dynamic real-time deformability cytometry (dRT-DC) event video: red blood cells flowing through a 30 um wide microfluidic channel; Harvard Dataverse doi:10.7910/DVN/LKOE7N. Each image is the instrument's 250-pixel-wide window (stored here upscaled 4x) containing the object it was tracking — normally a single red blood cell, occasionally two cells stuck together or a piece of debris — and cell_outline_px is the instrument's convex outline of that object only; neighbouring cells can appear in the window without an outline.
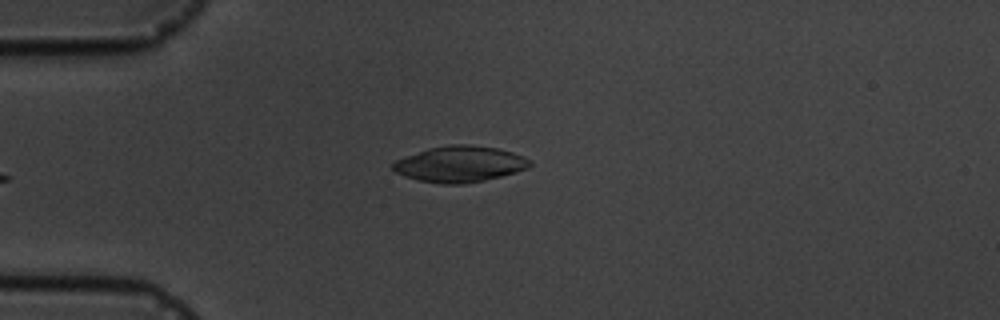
{"species": "common noctule bat (a hibernating species)", "species_latin": "Nyctalus noctula", "temperature_condition": "cold", "stored_images_in_passage": 6, "camera_frame_rate_fps": 3000, "um_per_image_px": 0.085, "animal": {"sex": "male", "body_mass_g": 19.5, "forearm_length_mm": 54.6}, "frame": {"image": 1, "passage_image": 6, "time_ms": 5.667, "image_size_px": [1000, 320], "cell_outline_px": [[532, 164], [528, 168], [500, 176], [484, 180], [464, 184], [440, 184], [420, 180], [404, 176], [396, 172], [392, 168], [392, 164], [396, 160], [428, 148], [448, 144], [468, 144], [496, 148], [512, 152], [524, 156], [532, 160]], "centroid_in_image_um": [39.1, 13.94], "position_along_channel_um": 45.9, "area_um2": 28.67}}